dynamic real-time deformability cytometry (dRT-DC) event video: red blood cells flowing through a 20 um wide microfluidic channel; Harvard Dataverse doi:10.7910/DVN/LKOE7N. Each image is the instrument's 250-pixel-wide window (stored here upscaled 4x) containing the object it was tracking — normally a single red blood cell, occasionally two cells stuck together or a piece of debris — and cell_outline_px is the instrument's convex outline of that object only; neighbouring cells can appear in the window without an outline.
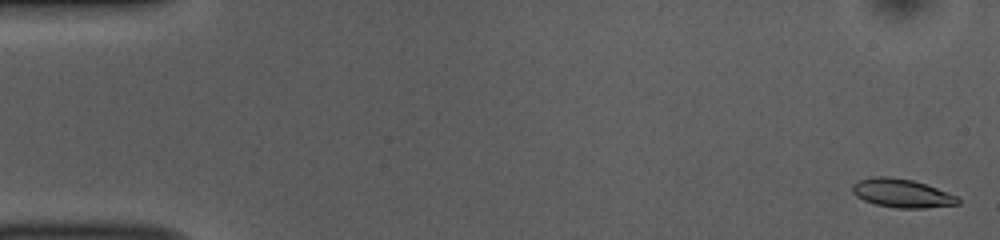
{"species": "common noctule bat (a hibernating species)", "species_latin": "Nyctalus noctula", "temperature_condition": "room temperature", "stored_images_in_passage": 52, "camera_frame_rate_fps": 3000, "um_per_image_px": 0.085, "animal": {"sex": "female", "body_mass_g": 10.0, "forearm_length_mm": 53.1}, "frame": {"image": 1, "passage_image": 2, "time_ms": 0.333, "image_size_px": [1000, 240], "cell_outline_px": [[960, 204], [924, 208], [896, 208], [876, 204], [864, 200], [856, 196], [852, 192], [852, 184], [860, 180], [872, 176], [892, 176], [912, 180], [936, 188], [956, 196], [960, 200]], "centroid_in_image_um": [76.63, 16.42], "position_along_channel_um": 8.4, "area_um2": 17.51}}
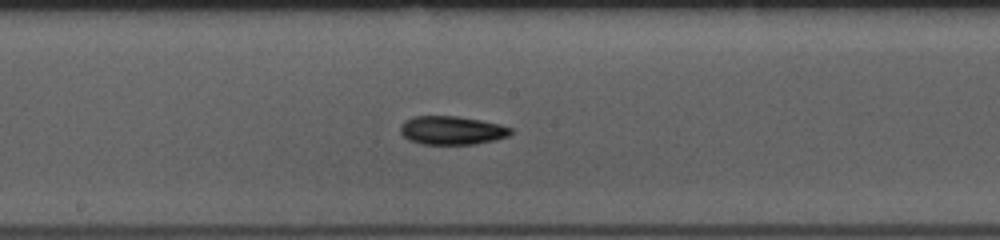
{"frame": {"image": 2, "passage_image": 28, "time_ms": 9.0, "image_size_px": [1000, 240], "cell_outline_px": [[512, 132], [508, 136], [496, 140], [476, 144], [420, 144], [408, 140], [400, 132], [400, 124], [404, 120], [412, 116], [456, 116], [480, 120], [500, 124], [512, 128]], "centroid_in_image_um": [38.38, 11.08], "position_along_channel_um": 209.8, "area_um2": 18.55}}
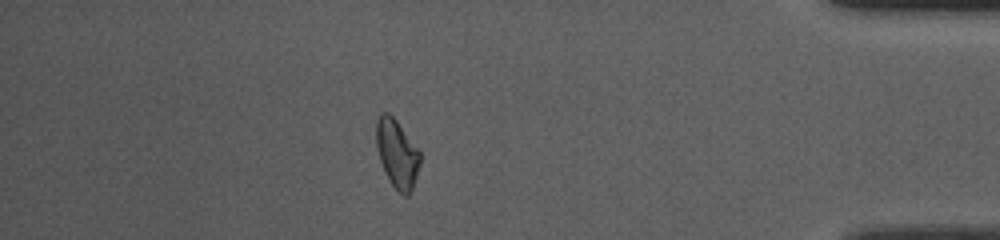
{"frame": {"image": 3, "passage_image": 46, "time_ms": 15.0, "image_size_px": [1000, 240], "cell_outline_px": [[420, 164], [412, 188], [408, 196], [404, 196], [388, 180], [380, 160], [376, 148], [376, 120], [380, 112], [388, 112], [396, 120], [420, 152]], "centroid_in_image_um": [33.72, 13.04], "position_along_channel_um": 401.5, "area_um2": 17.28}, "authors_computed_cell_mechanics": {"area_um2": 17.7157, "velocity_mm_per_s": 3.863, "shape_relaxation_time_tau1_ms": 3.2065, "shape_relaxation_time_tau2_ms": 5.535, "deformation_change_tau1": 0.1067, "deformation_change_tau2": 0.109}}